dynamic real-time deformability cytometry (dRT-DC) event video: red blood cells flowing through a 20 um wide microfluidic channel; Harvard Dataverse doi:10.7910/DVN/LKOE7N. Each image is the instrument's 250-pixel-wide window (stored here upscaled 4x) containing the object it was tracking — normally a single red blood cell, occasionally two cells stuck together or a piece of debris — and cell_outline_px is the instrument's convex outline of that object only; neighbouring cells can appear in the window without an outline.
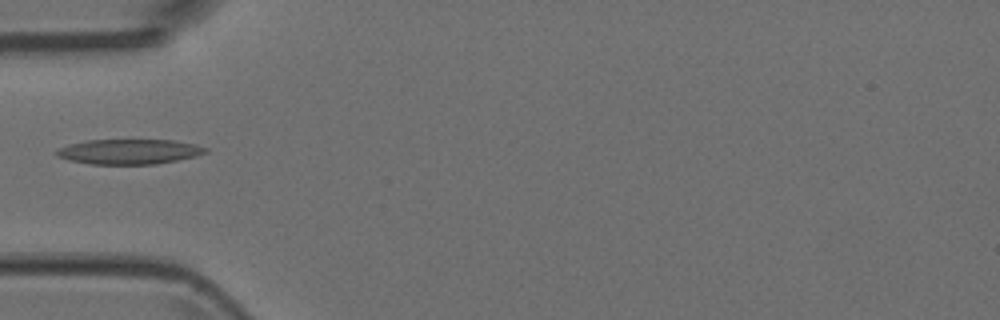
{"species": "Egyptian fruit bat (a non-hibernating species)", "species_latin": "Rousettus aegyptiacus", "temperature_condition": "room temperature", "stored_images_in_passage": 1, "camera_frame_rate_fps": 3000, "um_per_image_px": 0.085, "animal": {"sex": "female"}, "frame": {"image": 1, "passage_image": 1, "time_ms": 0.0, "image_size_px": [1000, 320], "cell_outline_px": [[208, 152], [196, 156], [156, 164], [92, 164], [68, 160], [56, 156], [56, 152], [60, 148], [68, 144], [88, 140], [176, 140], [196, 144], [208, 148]], "centroid_in_image_um": [11.0, 12.88], "position_along_channel_um": 74.0, "area_um2": 21.73}}